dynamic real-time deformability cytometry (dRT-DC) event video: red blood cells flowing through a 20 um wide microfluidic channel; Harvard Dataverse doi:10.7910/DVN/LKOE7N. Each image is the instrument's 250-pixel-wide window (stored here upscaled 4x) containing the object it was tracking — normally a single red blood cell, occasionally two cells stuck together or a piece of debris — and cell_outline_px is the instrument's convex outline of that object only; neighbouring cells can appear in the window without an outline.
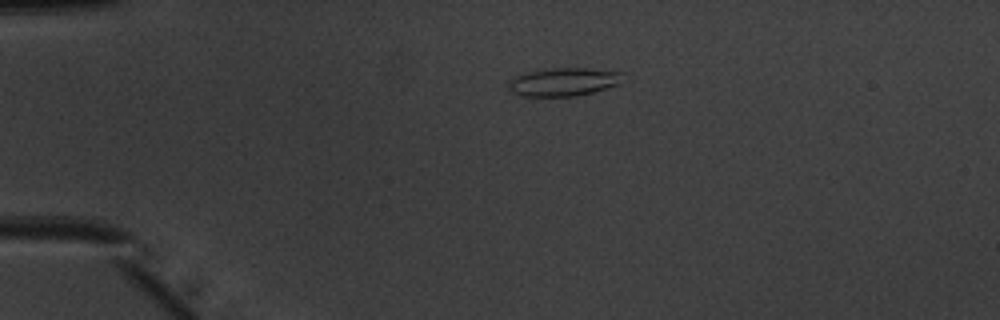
{"species": "common noctule bat (a hibernating species)", "species_latin": "Nyctalus noctula", "temperature_condition": "warm", "stored_images_in_passage": 40, "camera_frame_rate_fps": 3000, "um_per_image_px": 0.085, "animal": {"sex": "male", "body_mass_g": 20.1, "forearm_length_mm": 53.5}, "frame": {"image": 1, "passage_image": 1, "time_ms": 0.0, "image_size_px": [1000, 320], "cell_outline_px": [[620, 84], [592, 92], [576, 96], [524, 96], [512, 92], [508, 88], [508, 84], [516, 76], [528, 72], [552, 68], [588, 68], [620, 72]], "centroid_in_image_um": [47.88, 6.96], "position_along_channel_um": 37.1, "area_um2": 18.44}}
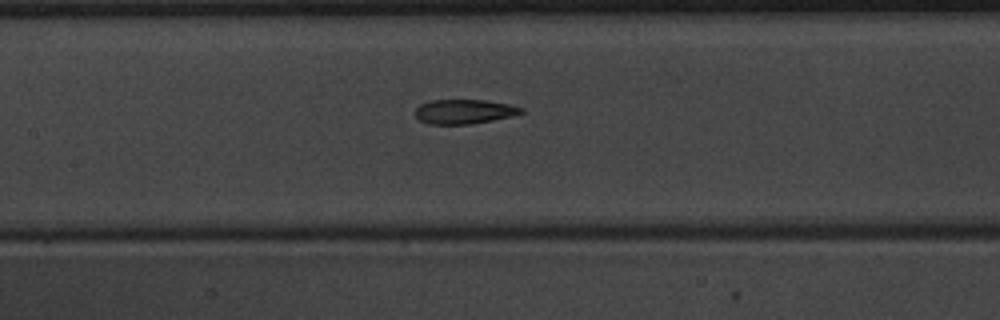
{"frame": {"image": 2, "passage_image": 14, "time_ms": 4.333, "image_size_px": [1000, 320], "cell_outline_px": [[524, 112], [512, 116], [472, 124], [428, 124], [420, 120], [416, 116], [416, 108], [420, 104], [432, 100], [484, 100], [508, 104], [524, 108]], "centroid_in_image_um": [39.46, 9.48], "position_along_channel_um": 167.9, "area_um2": 15.03}}
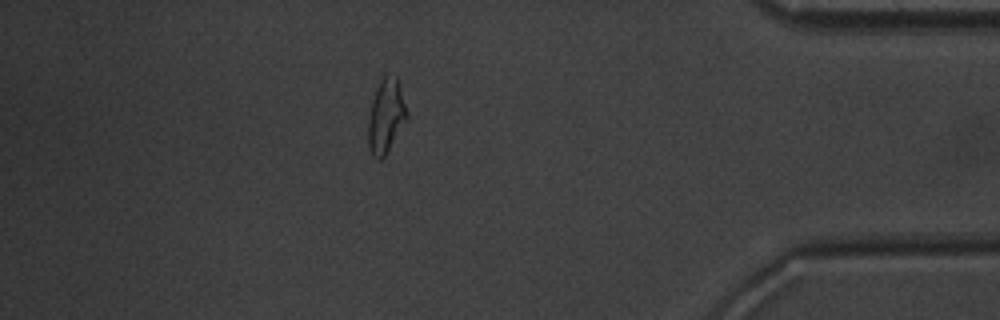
{"frame": {"image": 3, "passage_image": 34, "time_ms": 11.0, "image_size_px": [1000, 320], "cell_outline_px": [[408, 116], [384, 156], [380, 160], [376, 160], [372, 156], [368, 148], [368, 116], [372, 100], [376, 88], [380, 80], [384, 76], [396, 76], [408, 112]], "centroid_in_image_um": [32.77, 9.89], "position_along_channel_um": 402.4, "area_um2": 16.47}, "authors_computed_cell_mechanics": {"area_um2": 16.2707, "velocity_mm_per_s": 4.0294, "shape_relaxation_time_tau1_ms": 4.8968, "shape_relaxation_time_tau2_ms": 1.7168, "deformation_change_tau1": 0.2038, "deformation_change_tau2": 0.1028}}